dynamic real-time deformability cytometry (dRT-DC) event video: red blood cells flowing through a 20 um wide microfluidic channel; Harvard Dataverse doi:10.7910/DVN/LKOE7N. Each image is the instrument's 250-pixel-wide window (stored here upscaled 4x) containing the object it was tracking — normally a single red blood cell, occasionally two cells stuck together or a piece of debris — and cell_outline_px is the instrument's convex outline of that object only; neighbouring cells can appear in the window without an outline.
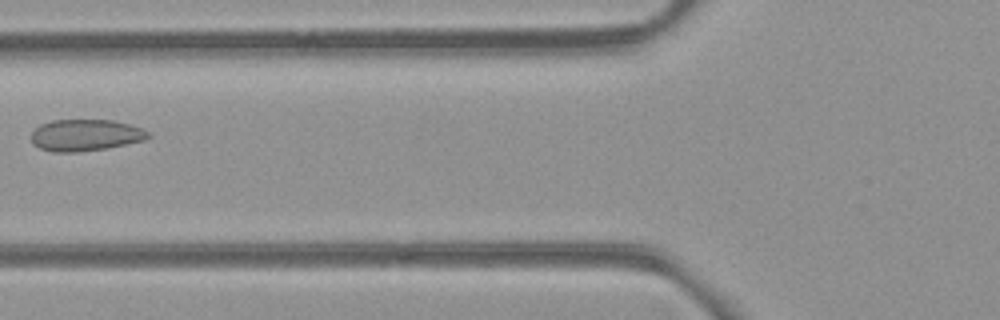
{"species": "common noctule bat (a hibernating species)", "species_latin": "Nyctalus noctula", "temperature_condition": "room temperature", "stored_images_in_passage": 3, "camera_frame_rate_fps": 3000, "um_per_image_px": 0.085, "animal": {"sex": "female", "body_mass_g": 21.9}, "frame": {"image": 1, "passage_image": 2, "time_ms": 1.333, "image_size_px": [1000, 320], "cell_outline_px": [[152, 136], [144, 140], [108, 148], [76, 152], [56, 152], [40, 148], [32, 144], [32, 132], [40, 124], [52, 120], [112, 120], [128, 124], [140, 128], [148, 132]], "centroid_in_image_um": [7.25, 11.49], "position_along_channel_um": 118.5, "area_um2": 21.44}}
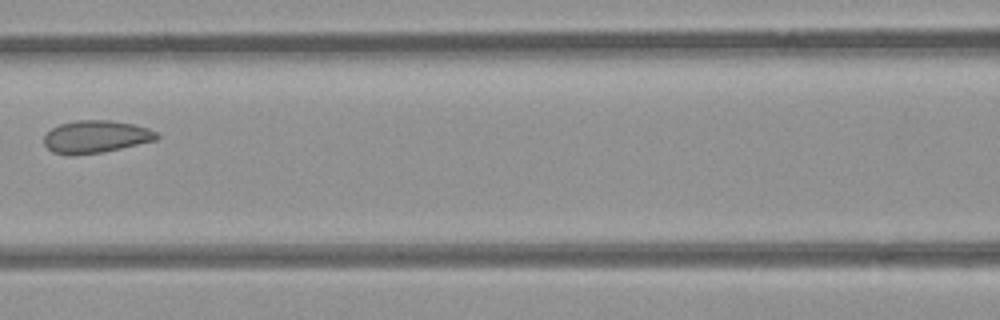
{"frame": {"image": 2, "passage_image": 3, "time_ms": 2.333, "image_size_px": [1000, 320], "cell_outline_px": [[160, 136], [156, 140], [104, 152], [72, 156], [68, 156], [52, 152], [44, 144], [44, 136], [52, 128], [60, 124], [76, 120], [112, 120], [132, 124], [148, 128], [156, 132]], "centroid_in_image_um": [8.13, 11.63], "position_along_channel_um": 158.5, "area_um2": 21.5}}